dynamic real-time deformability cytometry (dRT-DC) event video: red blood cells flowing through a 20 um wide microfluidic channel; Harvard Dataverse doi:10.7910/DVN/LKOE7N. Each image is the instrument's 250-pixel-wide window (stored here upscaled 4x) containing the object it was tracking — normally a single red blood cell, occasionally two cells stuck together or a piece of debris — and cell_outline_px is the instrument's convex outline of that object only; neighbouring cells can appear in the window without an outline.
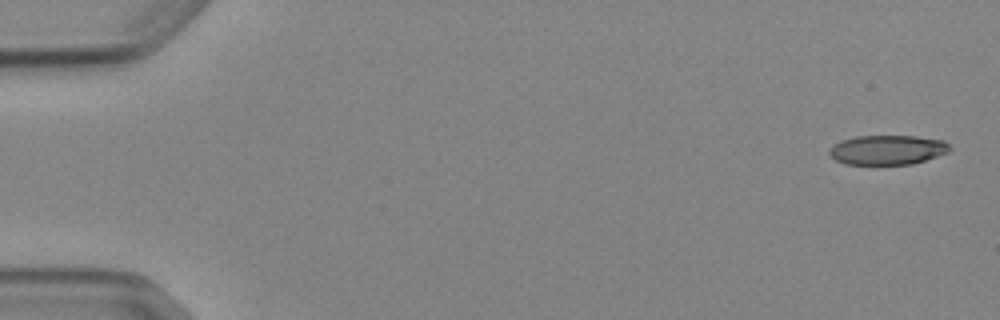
{"species": "Egyptian fruit bat (a non-hibernating species)", "species_latin": "Rousettus aegyptiacus", "temperature_condition": "cold", "stored_images_in_passage": 5, "camera_frame_rate_fps": 3000, "um_per_image_px": 0.085, "animal": {"sex": "female"}, "frame": {"image": 1, "passage_image": 1, "time_ms": 0.0, "image_size_px": [1000, 320], "cell_outline_px": [[952, 148], [948, 152], [912, 164], [844, 164], [836, 160], [828, 152], [828, 148], [832, 144], [840, 140], [856, 136], [916, 136], [944, 140]], "centroid_in_image_um": [75.4, 12.73], "position_along_channel_um": 9.6, "area_um2": 20.81}}
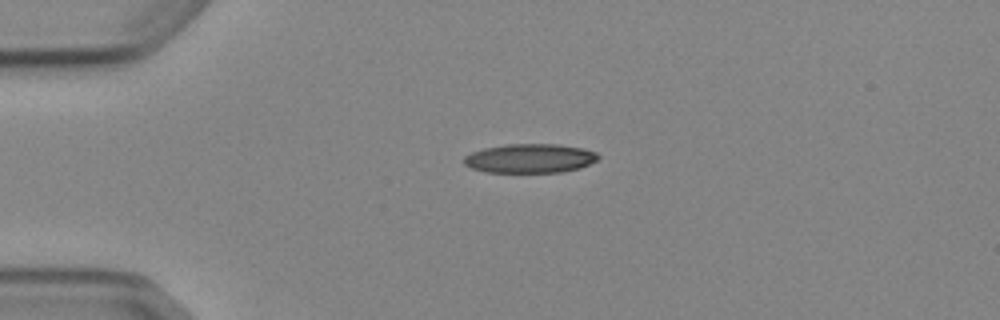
{"frame": {"image": 2, "passage_image": 4, "time_ms": 3.667, "image_size_px": [1000, 320], "cell_outline_px": [[600, 156], [596, 160], [580, 168], [564, 172], [484, 172], [472, 168], [464, 164], [464, 156], [472, 152], [484, 148], [508, 144], [556, 144], [584, 148], [596, 152]], "centroid_in_image_um": [45.05, 13.46], "position_along_channel_um": 39.9, "area_um2": 22.77}}